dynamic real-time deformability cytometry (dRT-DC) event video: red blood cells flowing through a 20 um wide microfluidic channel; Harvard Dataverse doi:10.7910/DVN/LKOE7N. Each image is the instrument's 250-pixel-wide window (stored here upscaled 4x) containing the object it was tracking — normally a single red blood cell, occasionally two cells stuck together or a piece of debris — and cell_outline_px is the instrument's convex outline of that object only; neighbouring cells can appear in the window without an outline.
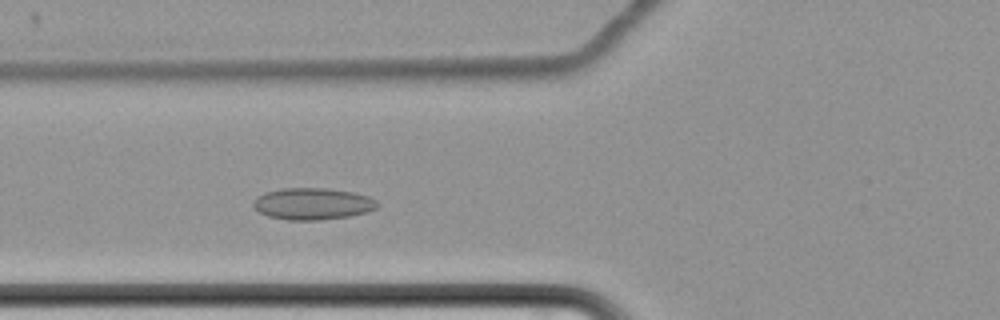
{"species": "common noctule bat (a hibernating species)", "species_latin": "Nyctalus noctula", "temperature_condition": "cold", "stored_images_in_passage": 50, "camera_frame_rate_fps": 3000, "um_per_image_px": 0.085, "animal": {"sex": "female", "body_mass_g": 22.7, "forearm_length_mm": 54.2}, "frame": {"image": 1, "passage_image": 13, "time_ms": 4.0, "image_size_px": [1000, 320], "cell_outline_px": [[380, 204], [376, 208], [368, 212], [348, 216], [316, 220], [288, 220], [268, 216], [260, 212], [252, 204], [256, 196], [264, 192], [280, 188], [328, 188], [352, 192], [368, 196], [376, 200]], "centroid_in_image_um": [26.57, 17.31], "position_along_channel_um": 99.2, "area_um2": 23.0}}
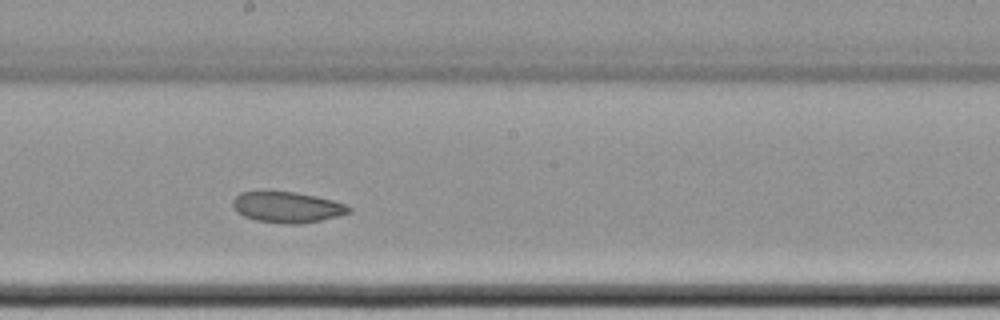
{"frame": {"image": 2, "passage_image": 24, "time_ms": 7.667, "image_size_px": [1000, 320], "cell_outline_px": [[352, 212], [320, 220], [300, 224], [284, 224], [256, 220], [244, 216], [236, 212], [232, 204], [232, 200], [240, 192], [260, 188], [264, 188], [296, 192], [316, 196], [348, 204], [352, 208]], "centroid_in_image_um": [24.35, 17.56], "position_along_channel_um": 223.8, "area_um2": 21.73}}
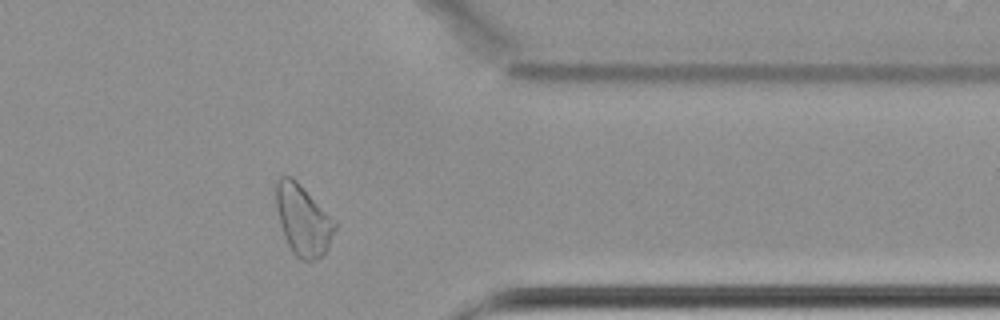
{"frame": {"image": 3, "passage_image": 39, "time_ms": 12.667, "image_size_px": [1000, 320], "cell_outline_px": [[336, 228], [328, 248], [324, 256], [316, 260], [300, 260], [292, 252], [284, 236], [280, 224], [276, 208], [276, 180], [280, 176], [292, 176], [336, 220]], "centroid_in_image_um": [25.77, 18.72], "position_along_channel_um": 385.6, "area_um2": 24.45}, "authors_computed_cell_mechanics": {"area_um2": 23.1489, "velocity_mm_per_s": 3.4045, "shape_relaxation_time_tau1_ms": null, "shape_relaxation_time_tau2_ms": 5.1635, "deformation_change_tau1": null, "deformation_change_tau2": 0.0861}}